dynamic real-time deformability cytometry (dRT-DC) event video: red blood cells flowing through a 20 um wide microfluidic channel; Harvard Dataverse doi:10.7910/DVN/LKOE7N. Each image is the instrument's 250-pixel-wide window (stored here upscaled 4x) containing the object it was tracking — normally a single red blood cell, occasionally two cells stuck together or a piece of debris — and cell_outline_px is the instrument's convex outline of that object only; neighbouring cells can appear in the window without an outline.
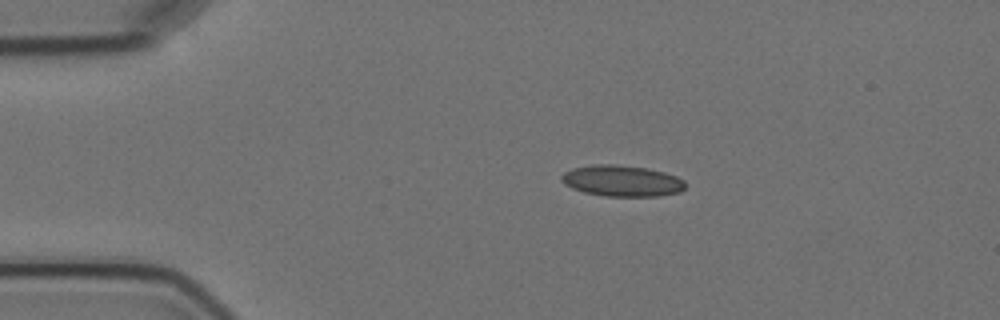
{"species": "Egyptian fruit bat (a non-hibernating species)", "species_latin": "Rousettus aegyptiacus", "temperature_condition": "cold", "stored_images_in_passage": 4, "camera_frame_rate_fps": 3000, "um_per_image_px": 0.085, "animal": {"sex": "female"}, "frame": {"image": 1, "passage_image": 1, "time_ms": 0.0, "image_size_px": [1000, 320], "cell_outline_px": [[684, 188], [680, 192], [656, 196], [604, 196], [584, 192], [572, 188], [564, 184], [560, 180], [560, 176], [564, 172], [572, 168], [592, 164], [612, 164], [648, 168], [664, 172], [676, 176], [684, 180]], "centroid_in_image_um": [52.83, 15.36], "position_along_channel_um": 32.2, "area_um2": 22.54}}
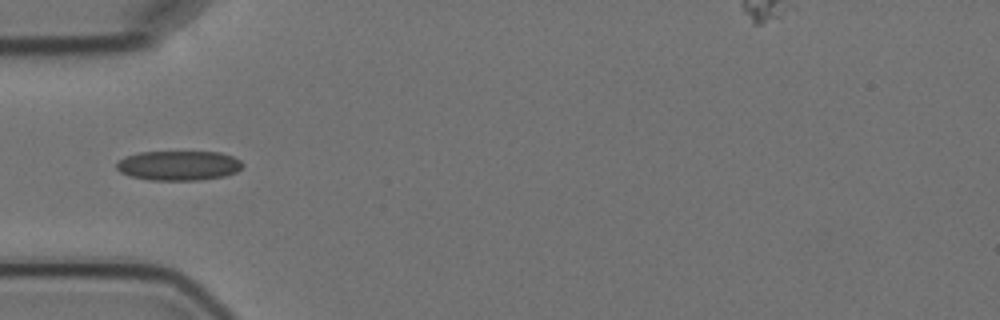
{"frame": {"image": 2, "passage_image": 3, "time_ms": 2.333, "image_size_px": [1000, 320], "cell_outline_px": [[244, 164], [236, 172], [224, 176], [200, 180], [148, 180], [132, 176], [120, 172], [116, 168], [116, 164], [124, 156], [136, 152], [220, 152], [232, 156], [240, 160]], "centroid_in_image_um": [15.17, 14.07], "position_along_channel_um": 69.8, "area_um2": 21.85}}
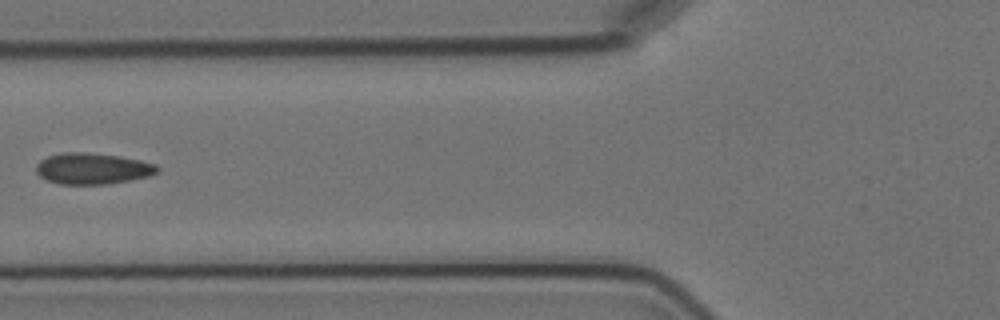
{"frame": {"image": 3, "passage_image": 4, "time_ms": 3.667, "image_size_px": [1000, 320], "cell_outline_px": [[160, 172], [148, 176], [132, 180], [108, 184], [60, 184], [48, 180], [40, 176], [36, 172], [36, 164], [40, 160], [48, 156], [64, 152], [84, 152], [120, 156], [140, 160], [156, 164], [160, 168]], "centroid_in_image_um": [7.89, 14.33], "position_along_channel_um": 117.9, "area_um2": 22.14}}